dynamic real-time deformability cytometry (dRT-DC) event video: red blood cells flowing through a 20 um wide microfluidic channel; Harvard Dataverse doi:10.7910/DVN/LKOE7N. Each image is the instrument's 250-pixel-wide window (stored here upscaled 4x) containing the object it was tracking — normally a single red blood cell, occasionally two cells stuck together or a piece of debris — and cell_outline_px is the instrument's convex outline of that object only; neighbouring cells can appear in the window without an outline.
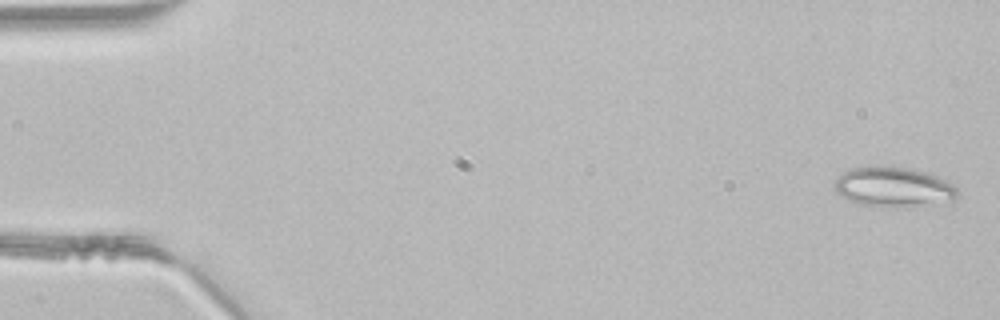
{"species": "common noctule bat (a hibernating species)", "species_latin": "Nyctalus noctula", "temperature_condition": "room temperature", "stored_images_in_passage": 46, "segment_of_instrument_passage": [1, 2], "camera_frame_rate_fps": 3000, "um_per_image_px": 0.085, "animal": {"sex": "male", "body_mass_g": 21.5, "forearm_length_mm": 52.0}, "frame": {"image": 1, "passage_image": 1, "time_ms": 0.0, "image_size_px": [1000, 320], "cell_outline_px": [[956, 196], [952, 204], [908, 208], [880, 208], [856, 204], [840, 196], [836, 192], [836, 180], [844, 172], [852, 168], [904, 168], [924, 172], [936, 176], [952, 184], [956, 188]], "centroid_in_image_um": [76.01, 16.0], "position_along_channel_um": 9.0, "area_um2": 28.84}}
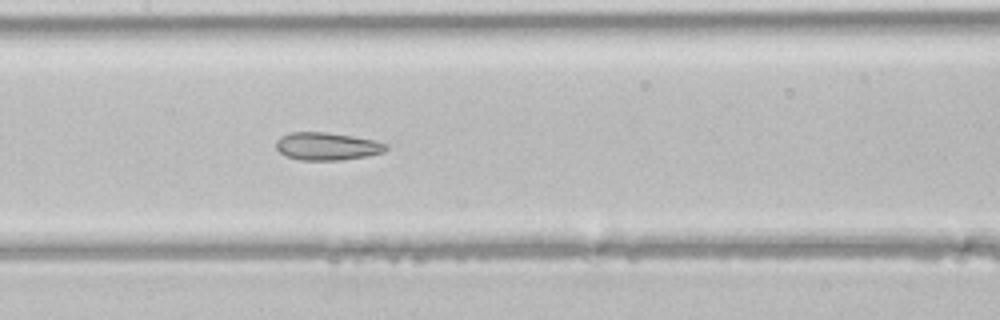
{"frame": {"image": 2, "passage_image": 22, "time_ms": 7.0, "image_size_px": [1000, 320], "cell_outline_px": [[388, 148], [384, 152], [368, 156], [340, 160], [300, 160], [284, 156], [276, 148], [276, 140], [280, 136], [292, 132], [328, 132], [376, 140], [388, 144]], "centroid_in_image_um": [27.8, 12.43], "position_along_channel_um": 179.6, "area_um2": 17.98}}
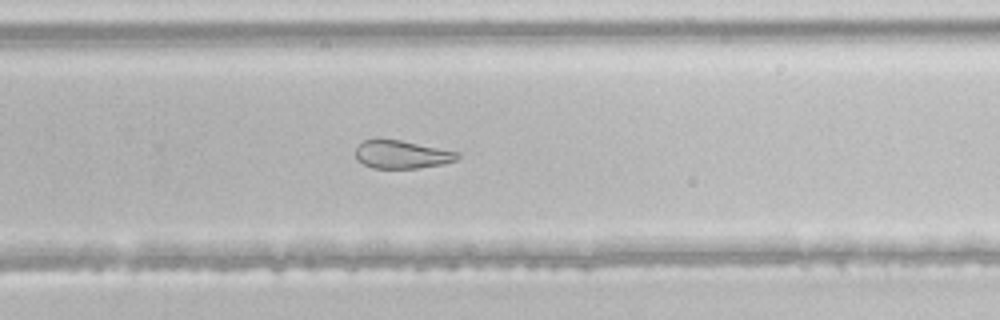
{"frame": {"image": 3, "passage_image": 30, "time_ms": 9.667, "image_size_px": [1000, 320], "cell_outline_px": [[460, 156], [456, 160], [440, 164], [416, 168], [372, 168], [356, 160], [356, 148], [364, 140], [400, 140], [460, 152]], "centroid_in_image_um": [34.15, 13.14], "position_along_channel_um": 295.6, "area_um2": 16.42}}